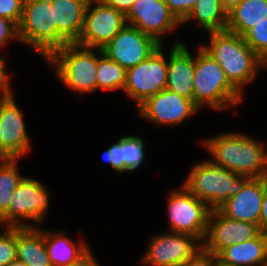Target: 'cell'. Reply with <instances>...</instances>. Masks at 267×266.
<instances>
[{"label":"cell","instance_id":"7a4b0ae2","mask_svg":"<svg viewBox=\"0 0 267 266\" xmlns=\"http://www.w3.org/2000/svg\"><path fill=\"white\" fill-rule=\"evenodd\" d=\"M209 33V47L201 45V48L218 62L229 82L242 94V88L267 63L248 46L244 37L226 30Z\"/></svg>","mask_w":267,"mask_h":266},{"label":"cell","instance_id":"4316f807","mask_svg":"<svg viewBox=\"0 0 267 266\" xmlns=\"http://www.w3.org/2000/svg\"><path fill=\"white\" fill-rule=\"evenodd\" d=\"M19 158H0V220L8 213L14 191L23 179L18 174Z\"/></svg>","mask_w":267,"mask_h":266},{"label":"cell","instance_id":"e0dca14e","mask_svg":"<svg viewBox=\"0 0 267 266\" xmlns=\"http://www.w3.org/2000/svg\"><path fill=\"white\" fill-rule=\"evenodd\" d=\"M267 177L249 178L240 192L230 197L220 208L226 217L259 224Z\"/></svg>","mask_w":267,"mask_h":266},{"label":"cell","instance_id":"8d00e7d4","mask_svg":"<svg viewBox=\"0 0 267 266\" xmlns=\"http://www.w3.org/2000/svg\"><path fill=\"white\" fill-rule=\"evenodd\" d=\"M13 96L9 82L0 90V112L3 105Z\"/></svg>","mask_w":267,"mask_h":266},{"label":"cell","instance_id":"4dcf8cb0","mask_svg":"<svg viewBox=\"0 0 267 266\" xmlns=\"http://www.w3.org/2000/svg\"><path fill=\"white\" fill-rule=\"evenodd\" d=\"M170 12L181 23L189 14L197 0H164Z\"/></svg>","mask_w":267,"mask_h":266},{"label":"cell","instance_id":"60d3db41","mask_svg":"<svg viewBox=\"0 0 267 266\" xmlns=\"http://www.w3.org/2000/svg\"><path fill=\"white\" fill-rule=\"evenodd\" d=\"M7 266H26V264L16 259L9 263Z\"/></svg>","mask_w":267,"mask_h":266},{"label":"cell","instance_id":"d6986e66","mask_svg":"<svg viewBox=\"0 0 267 266\" xmlns=\"http://www.w3.org/2000/svg\"><path fill=\"white\" fill-rule=\"evenodd\" d=\"M145 142L137 135H127L112 144L103 154L104 161L118 174L136 170L144 160Z\"/></svg>","mask_w":267,"mask_h":266},{"label":"cell","instance_id":"f546056e","mask_svg":"<svg viewBox=\"0 0 267 266\" xmlns=\"http://www.w3.org/2000/svg\"><path fill=\"white\" fill-rule=\"evenodd\" d=\"M24 0H0V17L12 21L17 27L23 14Z\"/></svg>","mask_w":267,"mask_h":266},{"label":"cell","instance_id":"d6a6232c","mask_svg":"<svg viewBox=\"0 0 267 266\" xmlns=\"http://www.w3.org/2000/svg\"><path fill=\"white\" fill-rule=\"evenodd\" d=\"M181 266H215V255L200 249Z\"/></svg>","mask_w":267,"mask_h":266},{"label":"cell","instance_id":"603a6c76","mask_svg":"<svg viewBox=\"0 0 267 266\" xmlns=\"http://www.w3.org/2000/svg\"><path fill=\"white\" fill-rule=\"evenodd\" d=\"M267 17V0H243L228 12L226 31L244 36Z\"/></svg>","mask_w":267,"mask_h":266},{"label":"cell","instance_id":"b9f144b4","mask_svg":"<svg viewBox=\"0 0 267 266\" xmlns=\"http://www.w3.org/2000/svg\"><path fill=\"white\" fill-rule=\"evenodd\" d=\"M0 64H5V60L3 57H0Z\"/></svg>","mask_w":267,"mask_h":266},{"label":"cell","instance_id":"836d02e7","mask_svg":"<svg viewBox=\"0 0 267 266\" xmlns=\"http://www.w3.org/2000/svg\"><path fill=\"white\" fill-rule=\"evenodd\" d=\"M105 5L126 15L136 0H101Z\"/></svg>","mask_w":267,"mask_h":266},{"label":"cell","instance_id":"f1b7e54d","mask_svg":"<svg viewBox=\"0 0 267 266\" xmlns=\"http://www.w3.org/2000/svg\"><path fill=\"white\" fill-rule=\"evenodd\" d=\"M6 228L0 233V266H7L16 260V227Z\"/></svg>","mask_w":267,"mask_h":266},{"label":"cell","instance_id":"cb8c5ba5","mask_svg":"<svg viewBox=\"0 0 267 266\" xmlns=\"http://www.w3.org/2000/svg\"><path fill=\"white\" fill-rule=\"evenodd\" d=\"M63 234L61 231L57 233L45 231V244L52 266H69L91 251L86 243L80 242L75 245Z\"/></svg>","mask_w":267,"mask_h":266},{"label":"cell","instance_id":"8992f818","mask_svg":"<svg viewBox=\"0 0 267 266\" xmlns=\"http://www.w3.org/2000/svg\"><path fill=\"white\" fill-rule=\"evenodd\" d=\"M95 48L68 43L54 50L46 59L57 66L56 73L62 83L79 93L97 90V54Z\"/></svg>","mask_w":267,"mask_h":266},{"label":"cell","instance_id":"484cf974","mask_svg":"<svg viewBox=\"0 0 267 266\" xmlns=\"http://www.w3.org/2000/svg\"><path fill=\"white\" fill-rule=\"evenodd\" d=\"M97 55V89L118 90L123 89L126 82V69L111 60L102 49H96Z\"/></svg>","mask_w":267,"mask_h":266},{"label":"cell","instance_id":"7402d4cb","mask_svg":"<svg viewBox=\"0 0 267 266\" xmlns=\"http://www.w3.org/2000/svg\"><path fill=\"white\" fill-rule=\"evenodd\" d=\"M218 258L234 266H267V234L223 249Z\"/></svg>","mask_w":267,"mask_h":266},{"label":"cell","instance_id":"52a82bcc","mask_svg":"<svg viewBox=\"0 0 267 266\" xmlns=\"http://www.w3.org/2000/svg\"><path fill=\"white\" fill-rule=\"evenodd\" d=\"M170 232L189 234L204 240L211 208L197 199L184 185L168 199Z\"/></svg>","mask_w":267,"mask_h":266},{"label":"cell","instance_id":"8fae6325","mask_svg":"<svg viewBox=\"0 0 267 266\" xmlns=\"http://www.w3.org/2000/svg\"><path fill=\"white\" fill-rule=\"evenodd\" d=\"M261 233L259 224L238 221L214 209L209 215L202 249L217 256L226 247L257 238Z\"/></svg>","mask_w":267,"mask_h":266},{"label":"cell","instance_id":"ac0fdd59","mask_svg":"<svg viewBox=\"0 0 267 266\" xmlns=\"http://www.w3.org/2000/svg\"><path fill=\"white\" fill-rule=\"evenodd\" d=\"M195 57L183 42H175L167 61L166 89L193 100Z\"/></svg>","mask_w":267,"mask_h":266},{"label":"cell","instance_id":"83f0119b","mask_svg":"<svg viewBox=\"0 0 267 266\" xmlns=\"http://www.w3.org/2000/svg\"><path fill=\"white\" fill-rule=\"evenodd\" d=\"M243 37L248 46L267 63V17Z\"/></svg>","mask_w":267,"mask_h":266},{"label":"cell","instance_id":"1f68e13d","mask_svg":"<svg viewBox=\"0 0 267 266\" xmlns=\"http://www.w3.org/2000/svg\"><path fill=\"white\" fill-rule=\"evenodd\" d=\"M12 39L19 40L18 27L12 21L0 17V47Z\"/></svg>","mask_w":267,"mask_h":266},{"label":"cell","instance_id":"ab89813d","mask_svg":"<svg viewBox=\"0 0 267 266\" xmlns=\"http://www.w3.org/2000/svg\"><path fill=\"white\" fill-rule=\"evenodd\" d=\"M215 266H234V265L224 263L222 260L218 258V256L215 255Z\"/></svg>","mask_w":267,"mask_h":266},{"label":"cell","instance_id":"6da1fadb","mask_svg":"<svg viewBox=\"0 0 267 266\" xmlns=\"http://www.w3.org/2000/svg\"><path fill=\"white\" fill-rule=\"evenodd\" d=\"M214 158V165L248 178L267 177V152L264 143L248 135L223 133L202 142Z\"/></svg>","mask_w":267,"mask_h":266},{"label":"cell","instance_id":"e575fe53","mask_svg":"<svg viewBox=\"0 0 267 266\" xmlns=\"http://www.w3.org/2000/svg\"><path fill=\"white\" fill-rule=\"evenodd\" d=\"M259 226L262 233L267 234V186L265 187Z\"/></svg>","mask_w":267,"mask_h":266},{"label":"cell","instance_id":"4fadbf2b","mask_svg":"<svg viewBox=\"0 0 267 266\" xmlns=\"http://www.w3.org/2000/svg\"><path fill=\"white\" fill-rule=\"evenodd\" d=\"M160 46L137 27L126 24L102 51L127 70L144 61Z\"/></svg>","mask_w":267,"mask_h":266},{"label":"cell","instance_id":"d4e9b609","mask_svg":"<svg viewBox=\"0 0 267 266\" xmlns=\"http://www.w3.org/2000/svg\"><path fill=\"white\" fill-rule=\"evenodd\" d=\"M193 18H196L197 24L205 31H224L227 27L228 13L220 0H197L181 24Z\"/></svg>","mask_w":267,"mask_h":266},{"label":"cell","instance_id":"3957f363","mask_svg":"<svg viewBox=\"0 0 267 266\" xmlns=\"http://www.w3.org/2000/svg\"><path fill=\"white\" fill-rule=\"evenodd\" d=\"M193 102L199 108L225 110L242 100V94L229 82L225 72L201 46L195 56Z\"/></svg>","mask_w":267,"mask_h":266},{"label":"cell","instance_id":"f35d334b","mask_svg":"<svg viewBox=\"0 0 267 266\" xmlns=\"http://www.w3.org/2000/svg\"><path fill=\"white\" fill-rule=\"evenodd\" d=\"M5 64H0V90L9 82V76L5 72Z\"/></svg>","mask_w":267,"mask_h":266},{"label":"cell","instance_id":"7c38bea8","mask_svg":"<svg viewBox=\"0 0 267 266\" xmlns=\"http://www.w3.org/2000/svg\"><path fill=\"white\" fill-rule=\"evenodd\" d=\"M149 244L141 260L149 266H181L202 249L196 237L176 232L154 236Z\"/></svg>","mask_w":267,"mask_h":266},{"label":"cell","instance_id":"9a60e30c","mask_svg":"<svg viewBox=\"0 0 267 266\" xmlns=\"http://www.w3.org/2000/svg\"><path fill=\"white\" fill-rule=\"evenodd\" d=\"M125 17L127 24L137 27L161 45V35L181 24L164 0H136Z\"/></svg>","mask_w":267,"mask_h":266},{"label":"cell","instance_id":"30bf717a","mask_svg":"<svg viewBox=\"0 0 267 266\" xmlns=\"http://www.w3.org/2000/svg\"><path fill=\"white\" fill-rule=\"evenodd\" d=\"M162 46L144 61L126 70L124 91L136 100L138 106L150 96L166 89L167 60Z\"/></svg>","mask_w":267,"mask_h":266},{"label":"cell","instance_id":"ba28073f","mask_svg":"<svg viewBox=\"0 0 267 266\" xmlns=\"http://www.w3.org/2000/svg\"><path fill=\"white\" fill-rule=\"evenodd\" d=\"M48 202L49 195L45 186L36 179L23 177L14 191L9 211L0 223L10 227H33L24 220L43 221Z\"/></svg>","mask_w":267,"mask_h":266},{"label":"cell","instance_id":"277c9868","mask_svg":"<svg viewBox=\"0 0 267 266\" xmlns=\"http://www.w3.org/2000/svg\"><path fill=\"white\" fill-rule=\"evenodd\" d=\"M248 179L208 160L194 165L183 185L214 210L237 195Z\"/></svg>","mask_w":267,"mask_h":266},{"label":"cell","instance_id":"ffe728a7","mask_svg":"<svg viewBox=\"0 0 267 266\" xmlns=\"http://www.w3.org/2000/svg\"><path fill=\"white\" fill-rule=\"evenodd\" d=\"M89 0H53L57 31L69 42L76 43L82 33L84 13Z\"/></svg>","mask_w":267,"mask_h":266},{"label":"cell","instance_id":"d590c367","mask_svg":"<svg viewBox=\"0 0 267 266\" xmlns=\"http://www.w3.org/2000/svg\"><path fill=\"white\" fill-rule=\"evenodd\" d=\"M69 266H100V264L96 261L92 253L89 251L80 260L75 263H72Z\"/></svg>","mask_w":267,"mask_h":266},{"label":"cell","instance_id":"44dd1931","mask_svg":"<svg viewBox=\"0 0 267 266\" xmlns=\"http://www.w3.org/2000/svg\"><path fill=\"white\" fill-rule=\"evenodd\" d=\"M16 259L26 266H52L45 244V231L36 226L16 227Z\"/></svg>","mask_w":267,"mask_h":266},{"label":"cell","instance_id":"5bb4252c","mask_svg":"<svg viewBox=\"0 0 267 266\" xmlns=\"http://www.w3.org/2000/svg\"><path fill=\"white\" fill-rule=\"evenodd\" d=\"M141 117L157 125H178L199 111L193 100L164 89L138 106Z\"/></svg>","mask_w":267,"mask_h":266},{"label":"cell","instance_id":"9c48e42d","mask_svg":"<svg viewBox=\"0 0 267 266\" xmlns=\"http://www.w3.org/2000/svg\"><path fill=\"white\" fill-rule=\"evenodd\" d=\"M126 24L125 15L115 8L105 5L101 0H89L84 13L83 30L76 44L102 49Z\"/></svg>","mask_w":267,"mask_h":266},{"label":"cell","instance_id":"5b68a950","mask_svg":"<svg viewBox=\"0 0 267 266\" xmlns=\"http://www.w3.org/2000/svg\"><path fill=\"white\" fill-rule=\"evenodd\" d=\"M53 0H24L23 14L18 25V39L31 45L46 59L54 50L69 42L57 31Z\"/></svg>","mask_w":267,"mask_h":266},{"label":"cell","instance_id":"2e32d148","mask_svg":"<svg viewBox=\"0 0 267 266\" xmlns=\"http://www.w3.org/2000/svg\"><path fill=\"white\" fill-rule=\"evenodd\" d=\"M23 115L13 96L0 112V158H22L31 149Z\"/></svg>","mask_w":267,"mask_h":266},{"label":"cell","instance_id":"74e56055","mask_svg":"<svg viewBox=\"0 0 267 266\" xmlns=\"http://www.w3.org/2000/svg\"><path fill=\"white\" fill-rule=\"evenodd\" d=\"M220 1H221V4H222V7L228 13L230 10H232L235 6H237L243 0H220Z\"/></svg>","mask_w":267,"mask_h":266}]
</instances>
